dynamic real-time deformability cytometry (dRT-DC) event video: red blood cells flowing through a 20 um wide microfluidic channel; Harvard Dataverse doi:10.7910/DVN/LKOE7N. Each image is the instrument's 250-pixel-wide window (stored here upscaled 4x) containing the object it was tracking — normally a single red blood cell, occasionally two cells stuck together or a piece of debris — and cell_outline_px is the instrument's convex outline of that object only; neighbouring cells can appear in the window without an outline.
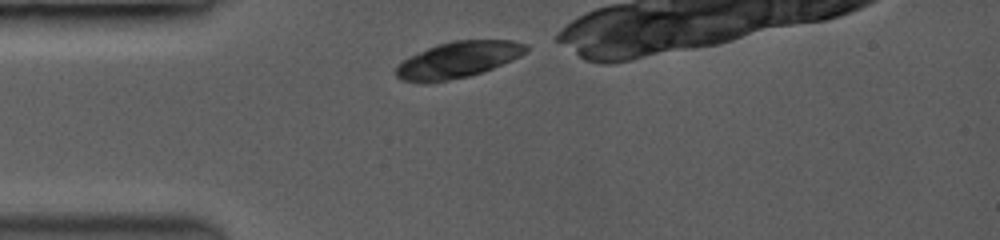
{"species": "common noctule bat (a hibernating species)", "species_latin": "Nyctalus noctula", "temperature_condition": "room temperature", "stored_images_in_passage": 32, "camera_frame_rate_fps": 3500, "um_per_image_px": 0.085, "animal": {"sex": "female", "body_mass_g": 19.0, "forearm_length_mm": 53.3}, "frame": {"image": 1, "passage_image": 1, "time_ms": 0.0, "image_size_px": [1000, 240], "cell_outline_px": [[528, 48], [520, 56], [492, 68], [468, 76], [444, 80], [404, 80], [396, 76], [396, 68], [408, 56], [428, 48], [440, 44], [456, 40], [512, 40], [524, 44]], "centroid_in_image_um": [38.96, 5.04], "position_along_channel_um": 46.0, "area_um2": 26.3}}